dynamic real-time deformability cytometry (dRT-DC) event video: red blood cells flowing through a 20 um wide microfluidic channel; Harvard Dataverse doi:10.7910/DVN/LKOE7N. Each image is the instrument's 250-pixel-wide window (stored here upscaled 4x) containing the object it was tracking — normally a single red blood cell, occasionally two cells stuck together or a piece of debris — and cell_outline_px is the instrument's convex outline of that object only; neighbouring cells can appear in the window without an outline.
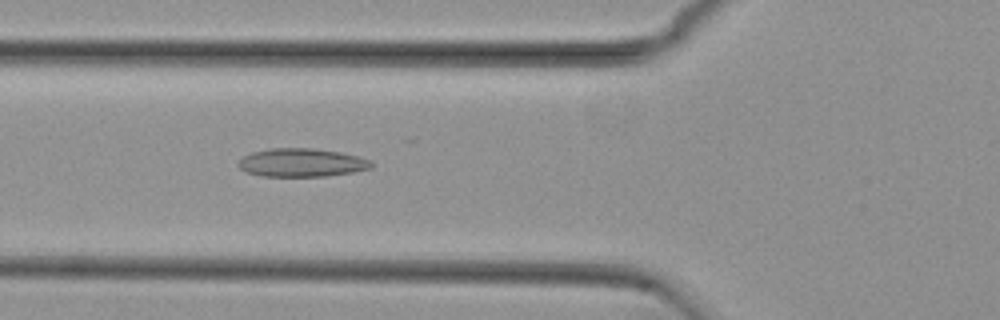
{"species": "common noctule bat (a hibernating species)", "species_latin": "Nyctalus noctula", "temperature_condition": "cold", "stored_images_in_passage": 53, "camera_frame_rate_fps": 3000, "um_per_image_px": 0.085, "animal": {"sex": "female", "body_mass_g": 29.2, "forearm_length_mm": 56.3}, "frame": {"image": 1, "passage_image": 20, "time_ms": 6.333, "image_size_px": [1000, 320], "cell_outline_px": [[372, 168], [352, 172], [328, 176], [260, 176], [248, 172], [240, 168], [236, 164], [244, 156], [252, 152], [272, 148], [312, 148], [340, 152], [372, 160]], "centroid_in_image_um": [25.64, 13.82], "position_along_channel_um": 100.2, "area_um2": 21.91}}
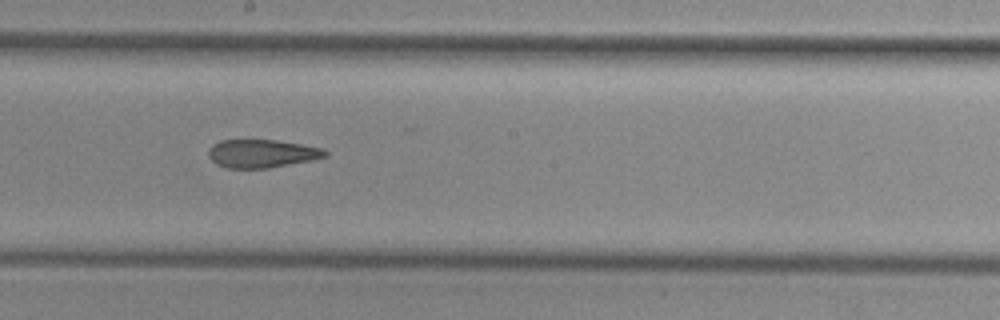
{"frame": {"image": 2, "passage_image": 30, "time_ms": 9.667, "image_size_px": [1000, 320], "cell_outline_px": [[328, 156], [312, 160], [268, 168], [228, 168], [216, 164], [208, 156], [208, 148], [212, 144], [220, 140], [276, 140], [324, 148], [328, 152]], "centroid_in_image_um": [22.25, 13.05], "position_along_channel_um": 225.9, "area_um2": 19.25}}
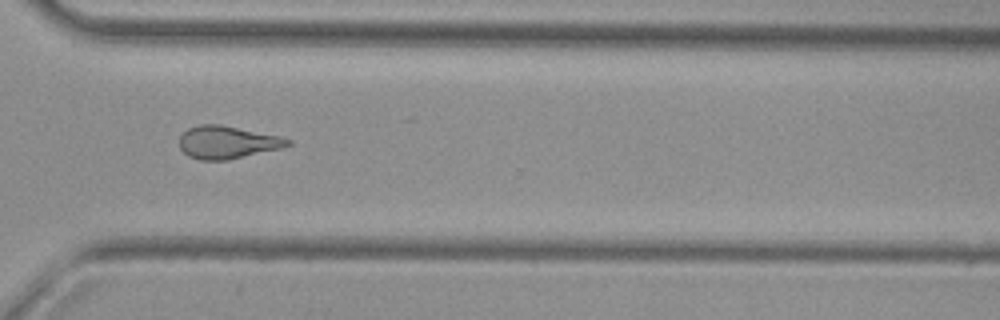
{"frame": {"image": 3, "passage_image": 40, "time_ms": 13.0, "image_size_px": [1000, 320], "cell_outline_px": [[292, 144], [284, 148], [228, 160], [200, 160], [188, 156], [180, 148], [180, 136], [188, 128], [200, 124], [220, 124], [280, 136], [292, 140]], "centroid_in_image_um": [19.35, 12.1], "position_along_channel_um": 351.2, "area_um2": 20.81}, "authors_computed_cell_mechanics": {"area_um2": 20.808, "velocity_mm_per_s": 3.7603, "shape_relaxation_time_tau1_ms": null, "shape_relaxation_time_tau2_ms": 3.3867, "deformation_change_tau1": null, "deformation_change_tau2": 0.1281}}